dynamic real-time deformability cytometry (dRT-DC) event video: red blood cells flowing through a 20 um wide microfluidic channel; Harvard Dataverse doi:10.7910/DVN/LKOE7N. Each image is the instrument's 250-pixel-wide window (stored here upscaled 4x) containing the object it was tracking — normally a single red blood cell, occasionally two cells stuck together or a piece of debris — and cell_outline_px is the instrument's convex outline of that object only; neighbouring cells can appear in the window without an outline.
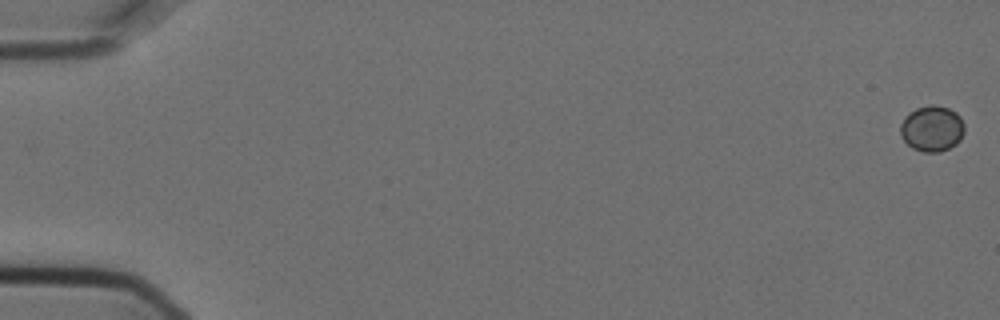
{"species": "Egyptian fruit bat (a non-hibernating species)", "species_latin": "Rousettus aegyptiacus", "temperature_condition": "cold", "stored_images_in_passage": 6, "camera_frame_rate_fps": 3000, "um_per_image_px": 0.085, "animal": {"sex": "female"}, "frame": {"image": 1, "passage_image": 1, "time_ms": 0.0, "image_size_px": [1000, 320], "cell_outline_px": [[964, 132], [960, 140], [956, 144], [940, 152], [924, 152], [912, 148], [904, 140], [900, 132], [900, 124], [904, 116], [908, 112], [916, 108], [932, 104], [948, 108], [956, 112], [960, 116], [964, 124]], "centroid_in_image_um": [79.21, 10.92], "position_along_channel_um": 5.8, "area_um2": 17.22}}
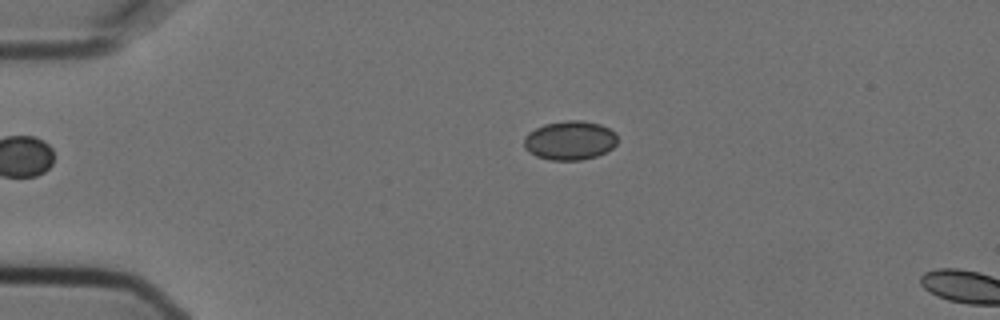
{"frame": {"image": 2, "passage_image": 6, "time_ms": 1.667, "image_size_px": [1000, 320], "cell_outline_px": [[616, 144], [612, 148], [596, 156], [580, 160], [548, 160], [536, 156], [524, 148], [524, 136], [528, 132], [544, 124], [568, 120], [580, 120], [600, 124], [616, 132]], "centroid_in_image_um": [48.42, 11.93], "position_along_channel_um": 36.6, "area_um2": 21.27}}